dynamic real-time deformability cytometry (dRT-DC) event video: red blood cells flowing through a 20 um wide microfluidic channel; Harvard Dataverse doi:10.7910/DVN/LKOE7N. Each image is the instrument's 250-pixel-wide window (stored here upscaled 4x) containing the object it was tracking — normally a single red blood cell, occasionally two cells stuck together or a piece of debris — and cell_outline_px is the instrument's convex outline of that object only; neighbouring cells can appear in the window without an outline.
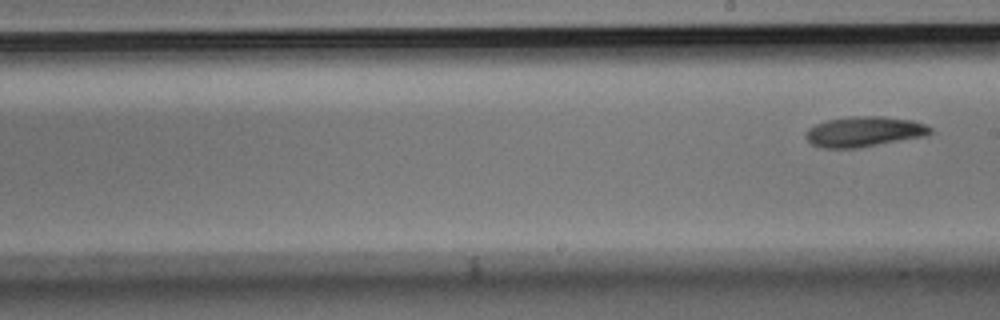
{"species": "Egyptian fruit bat (a non-hibernating species)", "species_latin": "Rousettus aegyptiacus", "temperature_condition": "room temperature", "stored_images_in_passage": 10, "segment_of_instrument_passage": [2, 2], "camera_frame_rate_fps": 3000, "um_per_image_px": 0.085, "animal": {"sex": "male"}, "frame": {"image": 1, "passage_image": 10, "time_ms": 3.0, "image_size_px": [1000, 320], "cell_outline_px": [[932, 132], [928, 136], [856, 148], [824, 148], [812, 144], [804, 136], [808, 128], [816, 124], [828, 120], [852, 116], [884, 116], [912, 120], [924, 124], [932, 128]], "centroid_in_image_um": [73.48, 11.19], "position_along_channel_um": 215.5, "area_um2": 22.02}}